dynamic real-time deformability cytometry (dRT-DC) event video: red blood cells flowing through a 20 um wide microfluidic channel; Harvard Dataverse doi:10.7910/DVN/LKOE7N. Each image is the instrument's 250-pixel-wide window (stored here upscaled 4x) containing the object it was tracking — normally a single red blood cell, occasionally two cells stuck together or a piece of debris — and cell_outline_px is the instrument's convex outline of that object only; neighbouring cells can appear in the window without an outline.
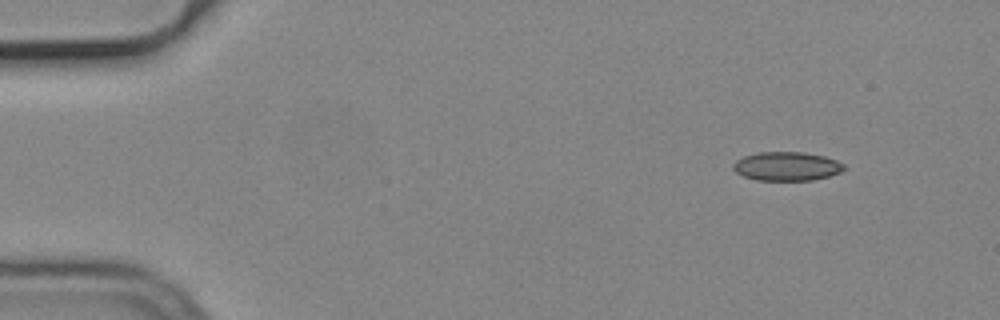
{"species": "common noctule bat (a hibernating species)", "species_latin": "Nyctalus noctula", "temperature_condition": "cold", "stored_images_in_passage": 2, "camera_frame_rate_fps": 3000, "um_per_image_px": 0.085, "animal": {"sex": "male", "body_mass_g": 19.2, "forearm_length_mm": 51.8}, "frame": {"image": 1, "passage_image": 2, "time_ms": 0.333, "image_size_px": [1000, 320], "cell_outline_px": [[848, 168], [840, 172], [828, 176], [812, 180], [756, 180], [744, 176], [736, 172], [732, 168], [732, 164], [736, 160], [744, 156], [760, 152], [804, 152], [824, 156], [836, 160], [844, 164]], "centroid_in_image_um": [66.88, 14.13], "position_along_channel_um": 18.1, "area_um2": 18.67}}